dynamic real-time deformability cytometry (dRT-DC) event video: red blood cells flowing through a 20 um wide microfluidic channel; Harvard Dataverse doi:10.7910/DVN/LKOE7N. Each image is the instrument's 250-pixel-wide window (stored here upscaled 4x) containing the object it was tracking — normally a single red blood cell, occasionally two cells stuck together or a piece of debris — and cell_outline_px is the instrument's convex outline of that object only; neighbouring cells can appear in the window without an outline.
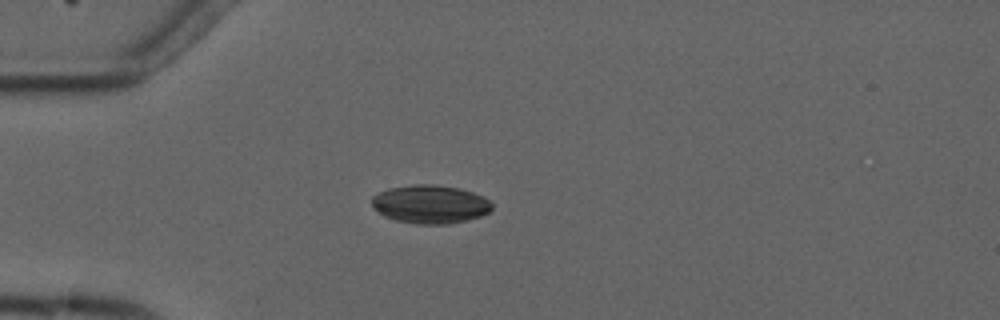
{"species": "common noctule bat (a hibernating species)", "species_latin": "Nyctalus noctula", "temperature_condition": "cold", "stored_images_in_passage": 5, "camera_frame_rate_fps": 3000, "um_per_image_px": 0.085, "animal": {"sex": "male", "forearm_length_mm": 52.5}, "frame": {"image": 1, "passage_image": 4, "time_ms": 3.667, "image_size_px": [1000, 320], "cell_outline_px": [[492, 208], [488, 212], [480, 216], [468, 220], [448, 224], [416, 224], [396, 220], [384, 216], [372, 208], [372, 196], [388, 188], [416, 184], [436, 184], [460, 188], [484, 196], [492, 204]], "centroid_in_image_um": [36.56, 17.35], "position_along_channel_um": 48.4, "area_um2": 27.05}}